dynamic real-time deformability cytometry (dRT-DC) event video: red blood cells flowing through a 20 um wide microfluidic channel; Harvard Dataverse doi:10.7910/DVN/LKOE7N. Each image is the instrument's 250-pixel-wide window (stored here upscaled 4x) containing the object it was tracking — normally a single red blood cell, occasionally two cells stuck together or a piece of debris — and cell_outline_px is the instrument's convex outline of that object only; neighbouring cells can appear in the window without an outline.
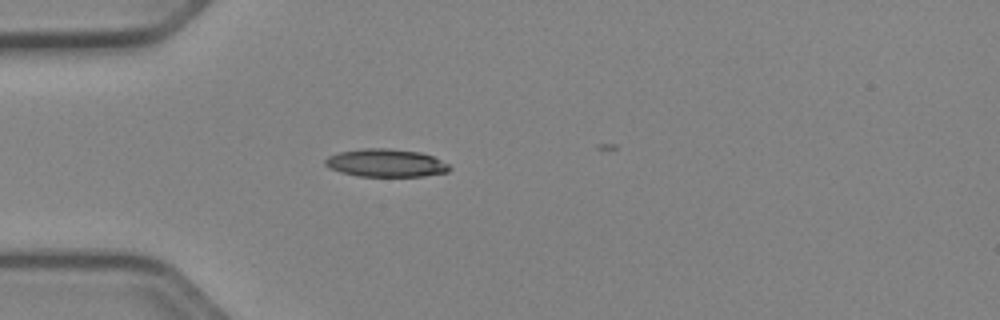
{"species": "Egyptian fruit bat (a non-hibernating species)", "species_latin": "Rousettus aegyptiacus", "temperature_condition": "cold", "stored_images_in_passage": 3, "camera_frame_rate_fps": 3000, "um_per_image_px": 0.085, "animal": {"sex": "female"}, "frame": {"image": 1, "passage_image": 1, "time_ms": 0.0, "image_size_px": [1000, 320], "cell_outline_px": [[452, 168], [448, 172], [424, 176], [356, 176], [340, 172], [328, 168], [324, 164], [324, 160], [328, 156], [340, 152], [364, 148], [388, 148], [420, 152], [432, 156], [448, 164]], "centroid_in_image_um": [32.78, 13.85], "position_along_channel_um": 52.2, "area_um2": 20.29}}